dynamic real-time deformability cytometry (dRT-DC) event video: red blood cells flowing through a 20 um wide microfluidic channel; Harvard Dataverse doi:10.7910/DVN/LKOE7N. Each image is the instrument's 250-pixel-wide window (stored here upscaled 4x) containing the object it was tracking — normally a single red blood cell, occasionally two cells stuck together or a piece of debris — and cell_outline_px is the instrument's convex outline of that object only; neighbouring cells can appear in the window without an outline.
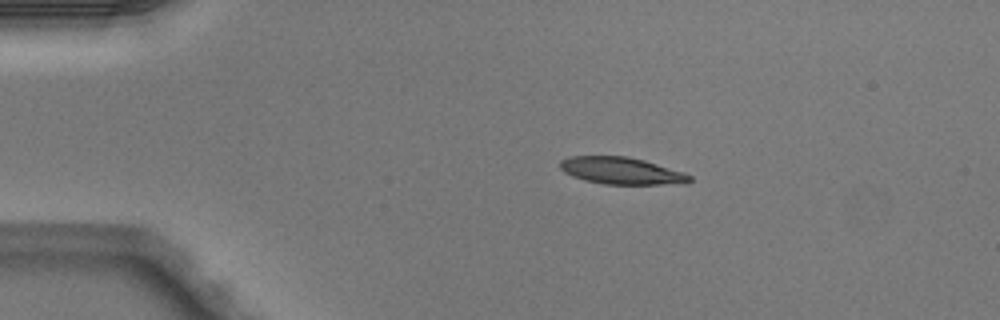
{"species": "Egyptian fruit bat (a non-hibernating species)", "species_latin": "Rousettus aegyptiacus", "temperature_condition": "warm", "stored_images_in_passage": 2, "camera_frame_rate_fps": 3000, "um_per_image_px": 0.085, "animal": {"sex": "male"}, "frame": {"image": 1, "passage_image": 1, "time_ms": 0.0, "image_size_px": [1000, 320], "cell_outline_px": [[692, 180], [688, 184], [604, 184], [584, 180], [572, 176], [564, 172], [560, 168], [560, 160], [568, 156], [628, 156], [644, 160], [684, 172], [692, 176]], "centroid_in_image_um": [52.84, 14.52], "position_along_channel_um": 32.2, "area_um2": 20.58}}